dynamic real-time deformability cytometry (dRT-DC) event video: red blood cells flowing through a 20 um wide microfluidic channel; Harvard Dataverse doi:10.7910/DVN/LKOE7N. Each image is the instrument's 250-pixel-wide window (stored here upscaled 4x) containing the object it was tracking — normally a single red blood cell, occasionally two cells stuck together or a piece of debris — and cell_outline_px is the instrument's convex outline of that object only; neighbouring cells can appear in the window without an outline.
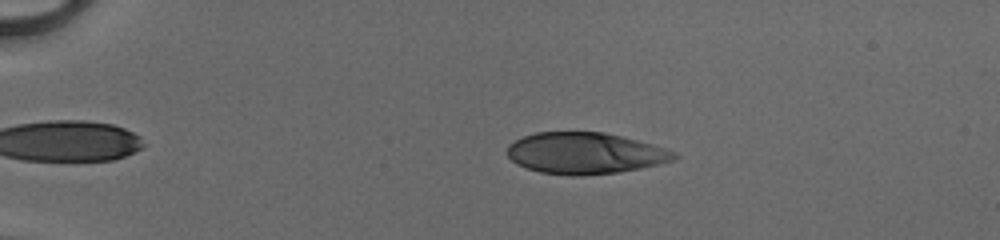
{"species": "human", "species_latin": "Homo sapiens", "temperature_condition": "cold", "stored_images_in_passage": 50, "camera_frame_rate_fps": 3000, "um_per_image_px": 0.085, "donor": {"sex": "male"}, "frame": {"image": 1, "passage_image": 11, "time_ms": 3.333, "image_size_px": [1000, 240], "cell_outline_px": [[680, 156], [676, 160], [640, 168], [620, 172], [580, 176], [572, 176], [540, 172], [516, 164], [504, 152], [508, 144], [524, 136], [536, 132], [604, 132], [652, 144], [676, 152]], "centroid_in_image_um": [49.72, 13.03], "position_along_channel_um": 35.3, "area_um2": 40.4}}
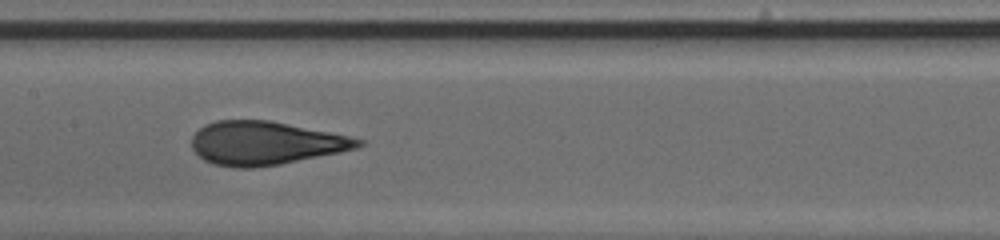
{"frame": {"image": 2, "passage_image": 27, "time_ms": 8.667, "image_size_px": [1000, 240], "cell_outline_px": [[364, 144], [356, 148], [340, 152], [280, 164], [252, 168], [232, 168], [212, 164], [204, 160], [192, 148], [192, 136], [204, 124], [216, 120], [268, 120], [348, 136], [364, 140]], "centroid_in_image_um": [22.51, 12.17], "position_along_channel_um": 184.9, "area_um2": 41.96}}
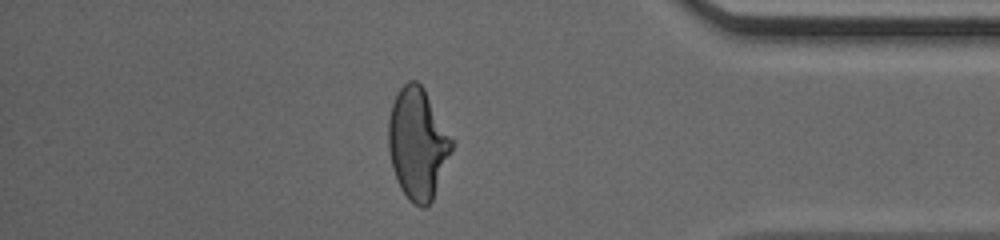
{"frame": {"image": 3, "passage_image": 44, "time_ms": 14.333, "image_size_px": [1000, 240], "cell_outline_px": [[456, 140], [432, 200], [424, 208], [420, 208], [412, 204], [408, 200], [400, 188], [396, 180], [392, 168], [388, 148], [388, 120], [392, 104], [400, 88], [408, 80], [416, 80], [424, 88]], "centroid_in_image_um": [35.52, 12.2], "position_along_channel_um": 399.7, "area_um2": 41.67}, "authors_computed_cell_mechanics": {"area_um2": 41.5582, "velocity_mm_per_s": 4.1681, "shape_relaxation_time_tau1_ms": 5.3062, "shape_relaxation_time_tau2_ms": 0.6187, "deformation_change_tau1": 0.2245, "deformation_change_tau2": 0.0713}}